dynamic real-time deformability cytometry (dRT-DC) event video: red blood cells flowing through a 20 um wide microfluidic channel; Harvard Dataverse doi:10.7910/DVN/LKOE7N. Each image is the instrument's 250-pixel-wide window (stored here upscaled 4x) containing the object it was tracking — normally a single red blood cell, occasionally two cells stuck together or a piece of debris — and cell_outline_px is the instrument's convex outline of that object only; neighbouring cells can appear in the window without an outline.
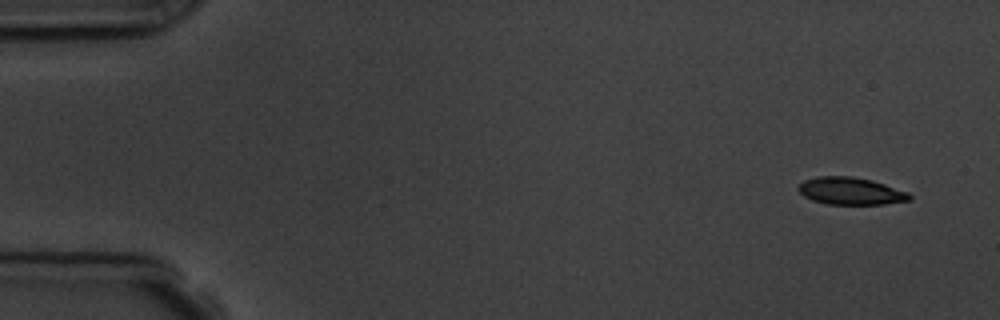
{"species": "common noctule bat (a hibernating species)", "species_latin": "Nyctalus noctula", "temperature_condition": "room temperature", "stored_images_in_passage": 8, "camera_frame_rate_fps": 3000, "um_per_image_px": 0.085, "animal": {"sex": "male", "body_mass_g": 19.5, "forearm_length_mm": 54.6}, "frame": {"image": 1, "passage_image": 1, "time_ms": 0.0, "image_size_px": [1000, 320], "cell_outline_px": [[912, 196], [908, 200], [884, 204], [828, 204], [812, 200], [804, 196], [796, 188], [804, 180], [816, 176], [852, 176], [872, 180], [908, 192]], "centroid_in_image_um": [72.27, 16.23], "position_along_channel_um": 12.7, "area_um2": 17.63}}
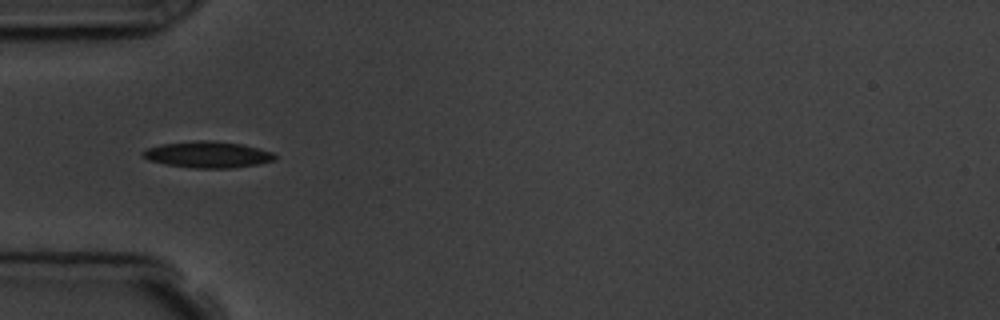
{"frame": {"image": 2, "passage_image": 5, "time_ms": 4.667, "image_size_px": [1000, 320], "cell_outline_px": [[276, 160], [256, 164], [232, 168], [192, 168], [168, 164], [148, 160], [140, 152], [148, 148], [160, 144], [196, 140], [212, 140], [240, 144], [272, 152], [276, 156]], "centroid_in_image_um": [17.64, 13.13], "position_along_channel_um": 67.4, "area_um2": 20.11}}